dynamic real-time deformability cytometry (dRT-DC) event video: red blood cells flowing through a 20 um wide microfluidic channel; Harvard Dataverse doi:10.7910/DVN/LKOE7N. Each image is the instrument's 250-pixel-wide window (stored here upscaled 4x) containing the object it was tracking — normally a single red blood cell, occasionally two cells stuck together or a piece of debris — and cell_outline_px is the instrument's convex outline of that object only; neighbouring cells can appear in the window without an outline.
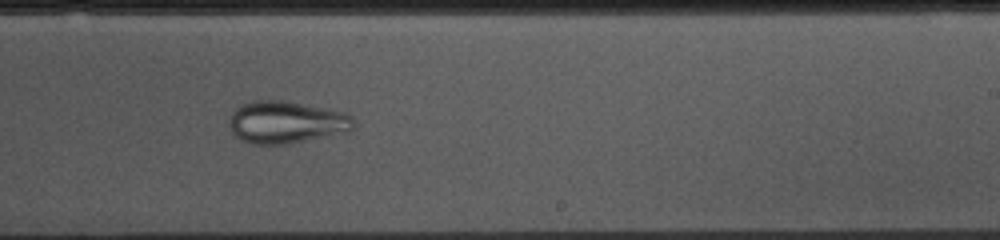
{"species": "common noctule bat (a hibernating species)", "species_latin": "Nyctalus noctula", "temperature_condition": "cold", "stored_images_in_passage": 48, "camera_frame_rate_fps": 3000, "um_per_image_px": 0.085, "animal": {"sex": "female", "body_mass_g": 10.0, "forearm_length_mm": 53.1}, "frame": {"image": 1, "passage_image": 31, "time_ms": 10.0, "image_size_px": [1000, 240], "cell_outline_px": [[352, 128], [348, 132], [288, 144], [252, 144], [236, 136], [232, 132], [228, 124], [232, 112], [236, 108], [244, 104], [256, 100], [280, 100], [328, 108], [344, 112], [352, 116]], "centroid_in_image_um": [24.33, 10.39], "position_along_channel_um": 264.7, "area_um2": 30.52}}
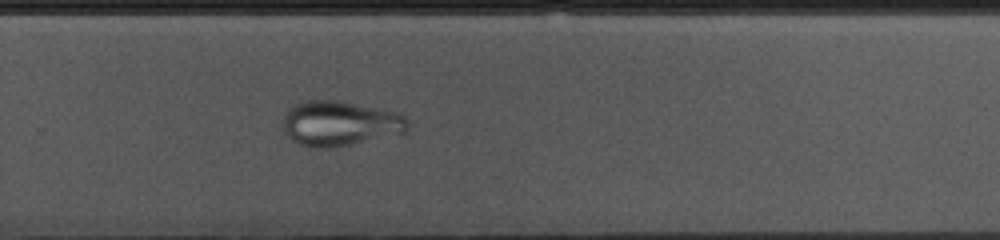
{"frame": {"image": 2, "passage_image": 34, "time_ms": 11.0, "image_size_px": [1000, 240], "cell_outline_px": [[408, 128], [404, 132], [332, 148], [316, 148], [300, 144], [292, 140], [288, 136], [284, 128], [284, 116], [288, 108], [296, 104], [308, 100], [336, 100], [396, 112], [404, 116], [408, 120]], "centroid_in_image_um": [28.86, 10.49], "position_along_channel_um": 300.9, "area_um2": 32.19}}
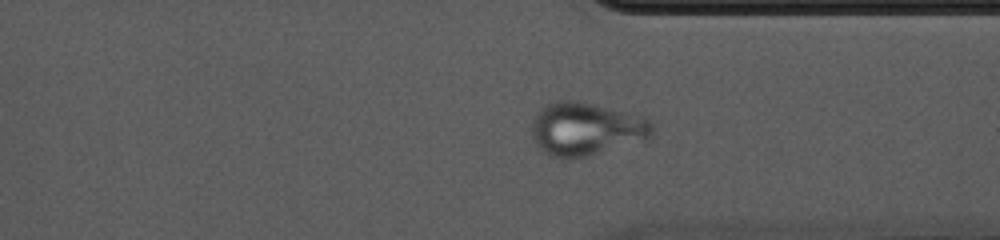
{"frame": {"image": 3, "passage_image": 39, "time_ms": 12.667, "image_size_px": [1000, 240], "cell_outline_px": [[652, 136], [648, 140], [588, 156], [564, 160], [552, 156], [544, 152], [532, 140], [532, 120], [536, 112], [540, 108], [556, 100], [576, 100], [648, 116], [652, 124]], "centroid_in_image_um": [49.84, 10.96], "position_along_channel_um": 361.6, "area_um2": 38.15}}